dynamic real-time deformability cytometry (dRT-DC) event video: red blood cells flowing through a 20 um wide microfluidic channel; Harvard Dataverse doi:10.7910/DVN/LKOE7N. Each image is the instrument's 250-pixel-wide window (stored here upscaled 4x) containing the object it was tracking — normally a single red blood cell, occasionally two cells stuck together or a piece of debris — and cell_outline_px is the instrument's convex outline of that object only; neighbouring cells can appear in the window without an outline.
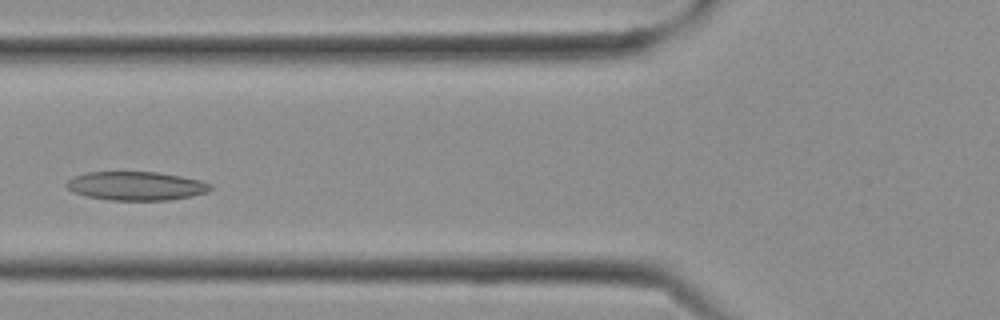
{"species": "Egyptian fruit bat (a non-hibernating species)", "species_latin": "Rousettus aegyptiacus", "temperature_condition": "cold", "stored_images_in_passage": 10, "camera_frame_rate_fps": 3000, "um_per_image_px": 0.085, "frame": {"image": 1, "passage_image": 9, "time_ms": 2.667, "image_size_px": [1000, 320], "cell_outline_px": [[212, 188], [208, 192], [192, 196], [168, 200], [112, 200], [88, 196], [72, 192], [64, 184], [72, 176], [88, 172], [156, 172], [180, 176], [200, 180], [212, 184]], "centroid_in_image_um": [11.57, 15.8], "position_along_channel_um": 114.2, "area_um2": 24.1}}